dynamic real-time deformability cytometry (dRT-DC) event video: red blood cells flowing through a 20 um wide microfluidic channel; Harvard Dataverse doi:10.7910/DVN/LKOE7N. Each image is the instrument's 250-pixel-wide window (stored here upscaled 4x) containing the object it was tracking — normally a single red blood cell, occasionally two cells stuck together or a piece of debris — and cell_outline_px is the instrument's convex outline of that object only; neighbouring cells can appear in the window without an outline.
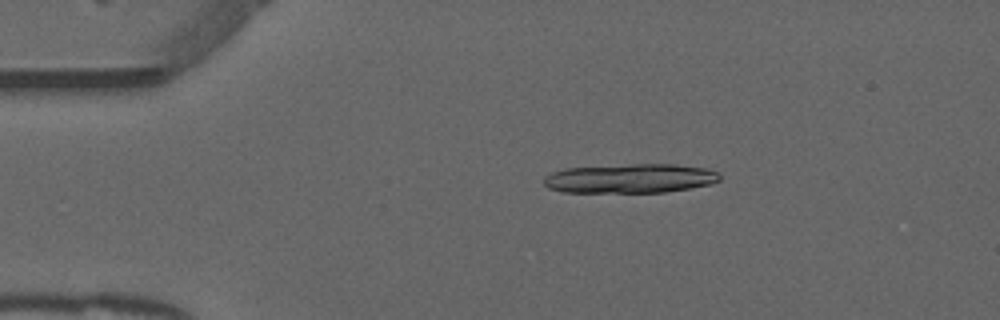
{"species": "common noctule bat (a hibernating species)", "species_latin": "Nyctalus noctula", "temperature_condition": "warm", "stored_images_in_passage": 17, "camera_frame_rate_fps": 3000, "um_per_image_px": 0.085, "animal": {"sex": "male", "forearm_length_mm": 52.5}, "frame": {"image": 1, "passage_image": 10, "time_ms": 3.0, "image_size_px": [1000, 320], "cell_outline_px": [[720, 180], [712, 184], [664, 192], [564, 192], [548, 188], [544, 184], [544, 176], [552, 172], [564, 168], [632, 164], [676, 164], [708, 168], [720, 172]], "centroid_in_image_um": [53.59, 15.16], "position_along_channel_um": 31.4, "area_um2": 30.17}}